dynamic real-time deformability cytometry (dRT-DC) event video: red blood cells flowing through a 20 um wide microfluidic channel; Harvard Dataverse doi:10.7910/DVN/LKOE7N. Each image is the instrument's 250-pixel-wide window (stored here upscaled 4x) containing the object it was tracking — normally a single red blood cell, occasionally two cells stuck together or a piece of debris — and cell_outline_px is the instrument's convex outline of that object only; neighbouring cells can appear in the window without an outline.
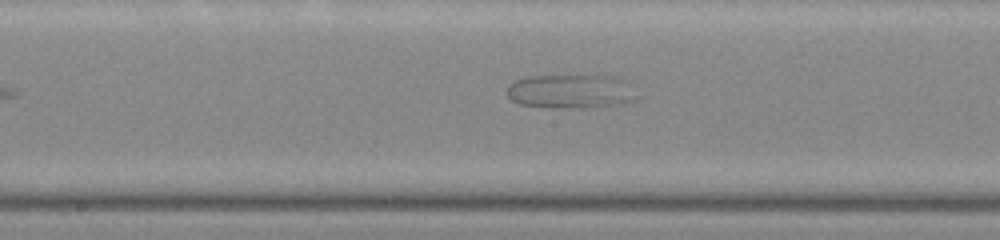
{"species": "common noctule bat (a hibernating species)", "species_latin": "Nyctalus noctula", "temperature_condition": "warm", "stored_images_in_passage": 38, "camera_frame_rate_fps": 3000, "um_per_image_px": 0.085, "animal": {"sex": "male", "body_mass_g": 20.0, "forearm_length_mm": 53.3}, "frame": {"image": 1, "passage_image": 14, "time_ms": 4.333, "image_size_px": [1000, 240], "cell_outline_px": [[640, 96], [636, 100], [616, 104], [580, 108], [548, 108], [520, 104], [512, 100], [508, 96], [508, 84], [516, 80], [528, 76], [608, 76], [624, 80]], "centroid_in_image_um": [48.51, 7.78], "position_along_channel_um": 199.7, "area_um2": 25.66}}
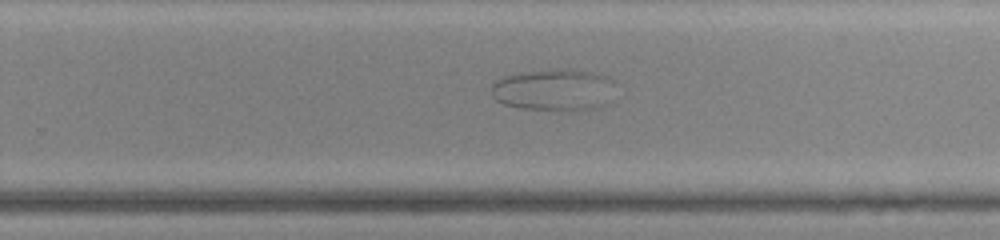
{"frame": {"image": 2, "passage_image": 20, "time_ms": 6.333, "image_size_px": [1000, 240], "cell_outline_px": [[612, 80], [596, 108], [524, 108], [504, 104], [496, 100], [492, 96], [492, 84], [496, 80], [508, 76], [524, 72], [592, 72], [608, 76]], "centroid_in_image_um": [46.88, 7.63], "position_along_channel_um": 282.9, "area_um2": 27.22}}
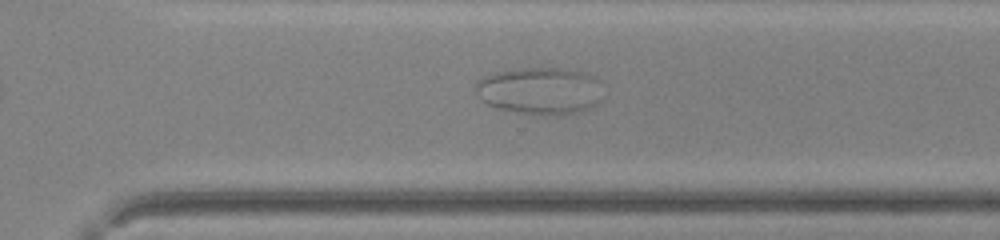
{"frame": {"image": 3, "passage_image": 23, "time_ms": 7.333, "image_size_px": [1000, 240], "cell_outline_px": [[600, 100], [596, 104], [588, 108], [576, 112], [520, 112], [500, 108], [488, 104], [480, 100], [476, 92], [476, 84], [484, 76], [496, 72], [516, 68], [564, 68], [580, 72], [596, 80]], "centroid_in_image_um": [45.8, 7.67], "position_along_channel_um": 324.8, "area_um2": 33.47}}